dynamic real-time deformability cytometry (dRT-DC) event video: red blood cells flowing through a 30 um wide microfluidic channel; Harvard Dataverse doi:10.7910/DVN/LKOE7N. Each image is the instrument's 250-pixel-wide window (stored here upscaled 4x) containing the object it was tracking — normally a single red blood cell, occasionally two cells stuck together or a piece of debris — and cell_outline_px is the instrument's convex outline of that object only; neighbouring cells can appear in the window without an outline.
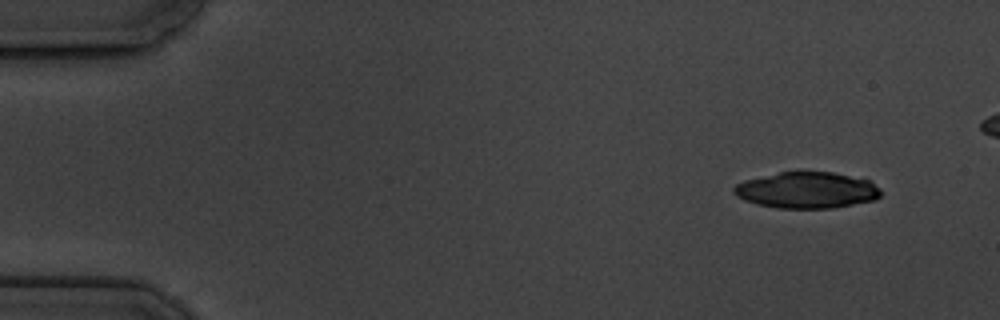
{"species": "common noctule bat (a hibernating species)", "species_latin": "Nyctalus noctula", "temperature_condition": "cold", "stored_images_in_passage": 7, "camera_frame_rate_fps": 3000, "um_per_image_px": 0.085, "animal": {"sex": "male", "body_mass_g": 19.5, "forearm_length_mm": 54.6}, "frame": {"image": 1, "passage_image": 1, "time_ms": 0.0, "image_size_px": [1000, 320], "cell_outline_px": [[880, 196], [876, 200], [832, 208], [776, 208], [756, 204], [744, 200], [736, 196], [732, 192], [732, 188], [736, 184], [744, 180], [780, 172], [800, 168], [832, 172], [872, 180], [880, 188]], "centroid_in_image_um": [68.58, 16.13], "position_along_channel_um": 16.4, "area_um2": 32.02}}